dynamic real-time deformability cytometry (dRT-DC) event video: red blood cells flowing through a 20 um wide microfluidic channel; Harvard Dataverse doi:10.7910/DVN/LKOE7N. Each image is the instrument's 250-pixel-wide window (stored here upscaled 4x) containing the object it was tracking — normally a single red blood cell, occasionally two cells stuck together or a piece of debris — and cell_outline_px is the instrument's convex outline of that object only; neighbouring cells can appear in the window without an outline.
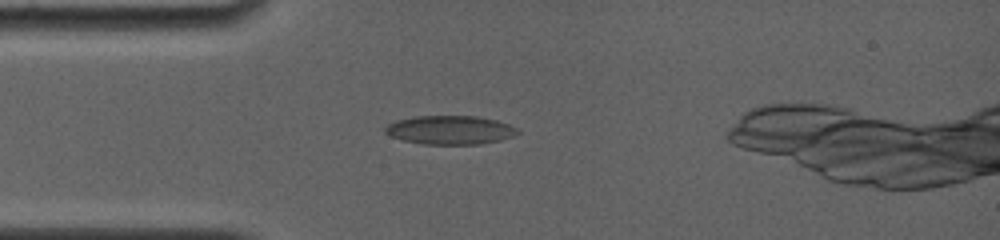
{"species": "common noctule bat (a hibernating species)", "species_latin": "Nyctalus noctula", "temperature_condition": "room temperature", "stored_images_in_passage": 42, "camera_frame_rate_fps": 4000, "um_per_image_px": 0.085, "animal": {"sex": "female", "body_mass_g": 19.0, "forearm_length_mm": 56.7}, "frame": {"image": 1, "passage_image": 11, "time_ms": 3.75, "image_size_px": [1000, 240], "cell_outline_px": [[520, 132], [512, 136], [500, 140], [480, 144], [424, 144], [404, 140], [392, 136], [384, 132], [384, 128], [388, 124], [396, 120], [416, 116], [476, 116], [496, 120], [508, 124], [516, 128]], "centroid_in_image_um": [38.25, 11.04], "position_along_channel_um": 46.8, "area_um2": 22.02}}
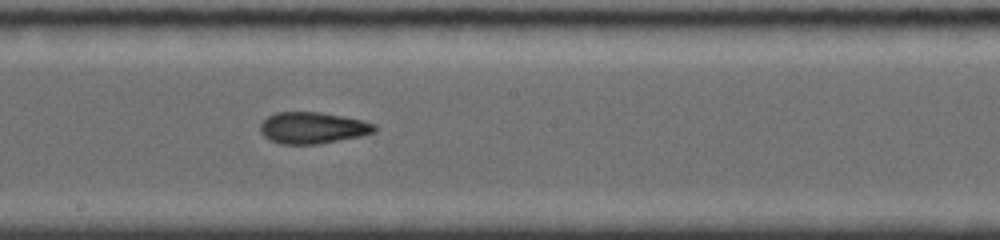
{"frame": {"image": 2, "passage_image": 24, "time_ms": 8.5, "image_size_px": [1000, 240], "cell_outline_px": [[376, 132], [360, 136], [316, 144], [280, 144], [268, 140], [260, 132], [260, 124], [268, 116], [276, 112], [320, 112], [344, 116], [364, 120], [376, 124]], "centroid_in_image_um": [26.57, 10.86], "position_along_channel_um": 221.6, "area_um2": 21.1}}
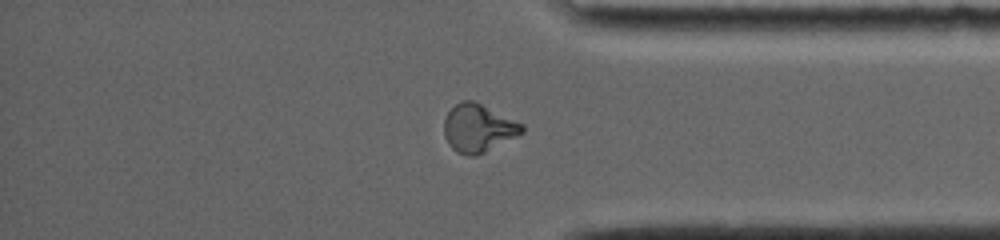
{"frame": {"image": 3, "passage_image": 37, "time_ms": 13.0, "image_size_px": [1000, 240], "cell_outline_px": [[524, 132], [476, 156], [468, 156], [456, 152], [448, 144], [444, 136], [444, 120], [448, 112], [460, 100], [472, 100], [524, 124]], "centroid_in_image_um": [40.63, 10.9], "position_along_channel_um": 394.6, "area_um2": 21.62}}